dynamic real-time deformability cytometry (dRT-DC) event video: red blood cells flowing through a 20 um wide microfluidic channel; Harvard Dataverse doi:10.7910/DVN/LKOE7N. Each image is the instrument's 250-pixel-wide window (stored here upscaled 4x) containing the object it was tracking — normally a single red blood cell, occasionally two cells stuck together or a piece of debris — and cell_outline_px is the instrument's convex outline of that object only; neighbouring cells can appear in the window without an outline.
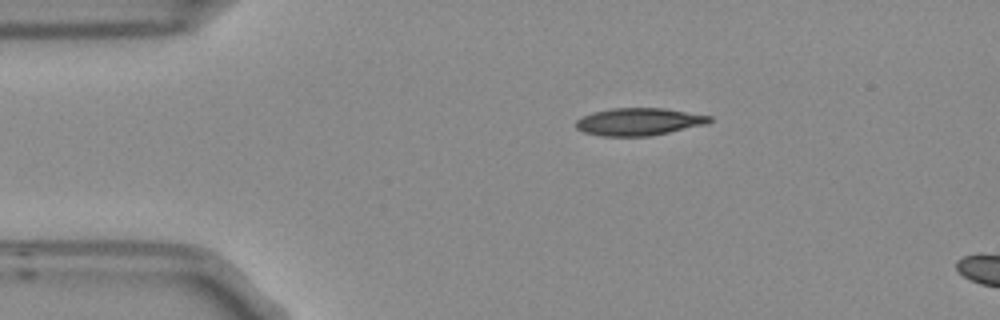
{"species": "Egyptian fruit bat (a non-hibernating species)", "species_latin": "Rousettus aegyptiacus", "temperature_condition": "room temperature", "stored_images_in_passage": 2, "camera_frame_rate_fps": 3000, "um_per_image_px": 0.085, "frame": {"image": 1, "passage_image": 1, "time_ms": 0.0, "image_size_px": [1000, 320], "cell_outline_px": [[712, 120], [704, 124], [668, 132], [648, 136], [600, 136], [584, 132], [576, 128], [576, 120], [592, 112], [612, 108], [664, 108], [712, 116]], "centroid_in_image_um": [54.27, 10.34], "position_along_channel_um": 30.7, "area_um2": 21.15}}